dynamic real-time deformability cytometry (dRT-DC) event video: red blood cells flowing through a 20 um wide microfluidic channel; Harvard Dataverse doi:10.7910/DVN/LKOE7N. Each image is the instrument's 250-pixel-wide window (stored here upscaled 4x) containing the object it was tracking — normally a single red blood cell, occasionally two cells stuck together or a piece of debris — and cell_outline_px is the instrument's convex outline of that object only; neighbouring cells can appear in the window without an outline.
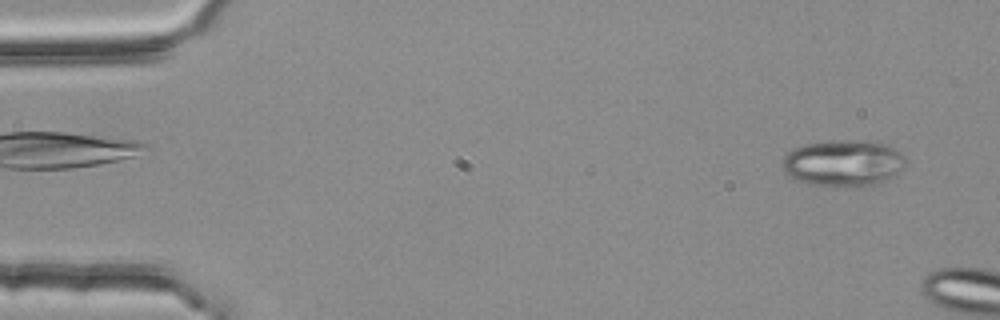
{"species": "common noctule bat (a hibernating species)", "species_latin": "Nyctalus noctula", "temperature_condition": "room temperature", "stored_images_in_passage": 4, "segment_of_instrument_passage": [2, 2], "camera_frame_rate_fps": 3000, "um_per_image_px": 0.085, "animal": {"sex": "female", "body_mass_g": 25.1}, "frame": {"image": 1, "passage_image": 4, "time_ms": 1.0, "image_size_px": [1000, 320], "cell_outline_px": [[904, 160], [900, 172], [888, 180], [880, 184], [848, 188], [808, 184], [796, 180], [788, 176], [780, 168], [780, 164], [784, 156], [792, 148], [808, 144], [836, 140], [872, 140], [888, 144], [896, 148], [904, 156]], "centroid_in_image_um": [71.67, 13.88], "position_along_channel_um": 13.3, "area_um2": 34.28}}